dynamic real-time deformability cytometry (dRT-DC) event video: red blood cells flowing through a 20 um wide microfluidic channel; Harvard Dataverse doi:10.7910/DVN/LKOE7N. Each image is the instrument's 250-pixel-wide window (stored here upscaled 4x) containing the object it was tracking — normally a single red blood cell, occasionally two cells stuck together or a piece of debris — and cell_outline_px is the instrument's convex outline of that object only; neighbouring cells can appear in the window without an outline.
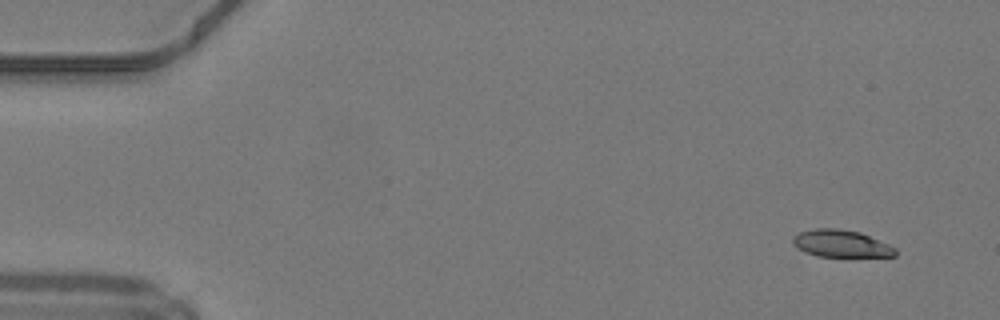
{"species": "common noctule bat (a hibernating species)", "species_latin": "Nyctalus noctula", "temperature_condition": "warm", "stored_images_in_passage": 46, "camera_frame_rate_fps": 3000, "um_per_image_px": 0.085, "animal": {"sex": "male", "body_mass_g": 19.2, "forearm_length_mm": 51.8}, "frame": {"image": 1, "passage_image": 1, "time_ms": 0.0, "image_size_px": [1000, 320], "cell_outline_px": [[896, 256], [816, 256], [804, 252], [792, 244], [792, 236], [800, 232], [816, 228], [836, 228], [860, 232], [888, 244], [896, 248]], "centroid_in_image_um": [71.45, 20.7], "position_along_channel_um": 13.5, "area_um2": 16.18}}
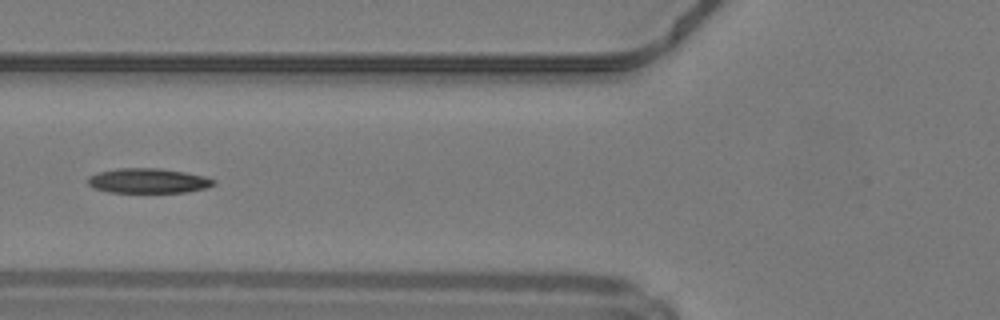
{"frame": {"image": 2, "passage_image": 17, "time_ms": 5.333, "image_size_px": [1000, 320], "cell_outline_px": [[216, 184], [204, 188], [188, 192], [108, 192], [92, 188], [88, 184], [88, 176], [96, 172], [116, 168], [160, 168], [184, 172], [204, 176], [216, 180]], "centroid_in_image_um": [12.55, 15.36], "position_along_channel_um": 113.2, "area_um2": 18.32}}
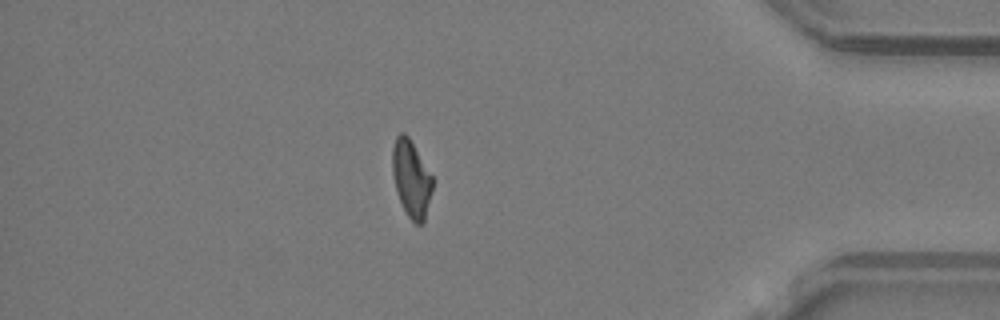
{"frame": {"image": 3, "passage_image": 40, "time_ms": 13.0, "image_size_px": [1000, 320], "cell_outline_px": [[432, 192], [424, 220], [420, 224], [416, 224], [408, 216], [400, 200], [396, 188], [392, 172], [392, 148], [396, 136], [400, 132], [404, 132], [408, 136], [432, 176]], "centroid_in_image_um": [34.95, 15.16], "position_along_channel_um": 400.3, "area_um2": 17.63}}